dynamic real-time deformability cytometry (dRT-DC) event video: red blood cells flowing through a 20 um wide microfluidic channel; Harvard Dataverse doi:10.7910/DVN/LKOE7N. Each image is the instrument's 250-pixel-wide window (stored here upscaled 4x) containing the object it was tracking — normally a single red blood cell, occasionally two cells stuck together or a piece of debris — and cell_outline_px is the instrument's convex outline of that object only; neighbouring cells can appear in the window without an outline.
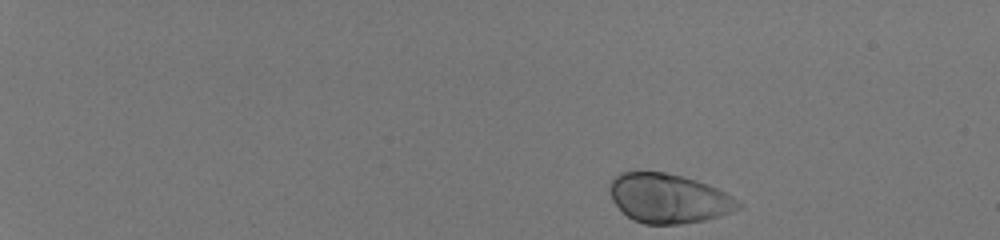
{"species": "human", "species_latin": "Homo sapiens", "temperature_condition": "room temperature", "stored_images_in_passage": 45, "camera_frame_rate_fps": 3000, "um_per_image_px": 0.085, "donor": {"sex": "male"}, "frame": {"image": 1, "passage_image": 1, "time_ms": 0.0, "image_size_px": [1000, 240], "cell_outline_px": [[744, 204], [740, 208], [732, 212], [720, 216], [704, 220], [680, 224], [644, 224], [632, 220], [612, 200], [608, 188], [608, 184], [620, 172], [664, 172], [696, 180], [708, 184], [732, 196]], "centroid_in_image_um": [56.83, 16.87], "position_along_channel_um": 28.2, "area_um2": 36.93}}
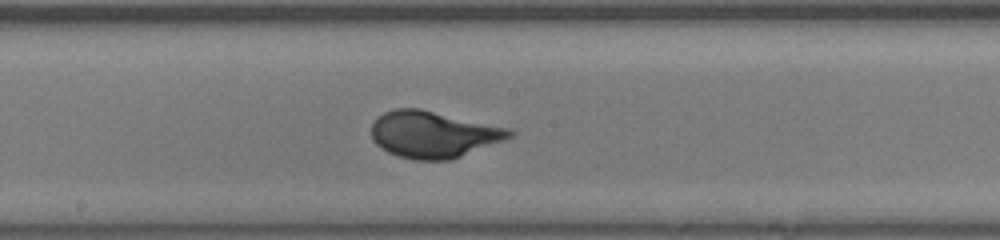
{"frame": {"image": 2, "passage_image": 26, "time_ms": 8.333, "image_size_px": [1000, 240], "cell_outline_px": [[516, 132], [512, 136], [504, 140], [452, 160], [412, 160], [388, 152], [380, 148], [372, 140], [372, 124], [376, 116], [384, 112], [396, 108], [420, 108], [512, 128]], "centroid_in_image_um": [36.85, 11.41], "position_along_channel_um": 211.4, "area_um2": 37.97}}
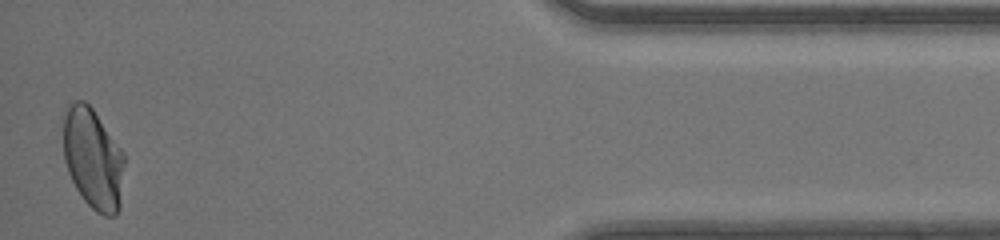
{"frame": {"image": 3, "passage_image": 45, "time_ms": 14.667, "image_size_px": [1000, 240], "cell_outline_px": [[124, 164], [120, 208], [116, 216], [104, 216], [96, 212], [84, 200], [76, 188], [68, 172], [64, 160], [64, 116], [68, 108], [76, 100], [84, 100], [92, 108], [124, 152]], "centroid_in_image_um": [7.93, 13.53], "position_along_channel_um": 427.3, "area_um2": 35.78}, "authors_computed_cell_mechanics": {"area_um2": 35.836, "velocity_mm_per_s": 4.1712, "shape_relaxation_time_tau1_ms": 2.7918, "shape_relaxation_time_tau2_ms": null, "deformation_change_tau1": 0.1587, "deformation_change_tau2": null}}